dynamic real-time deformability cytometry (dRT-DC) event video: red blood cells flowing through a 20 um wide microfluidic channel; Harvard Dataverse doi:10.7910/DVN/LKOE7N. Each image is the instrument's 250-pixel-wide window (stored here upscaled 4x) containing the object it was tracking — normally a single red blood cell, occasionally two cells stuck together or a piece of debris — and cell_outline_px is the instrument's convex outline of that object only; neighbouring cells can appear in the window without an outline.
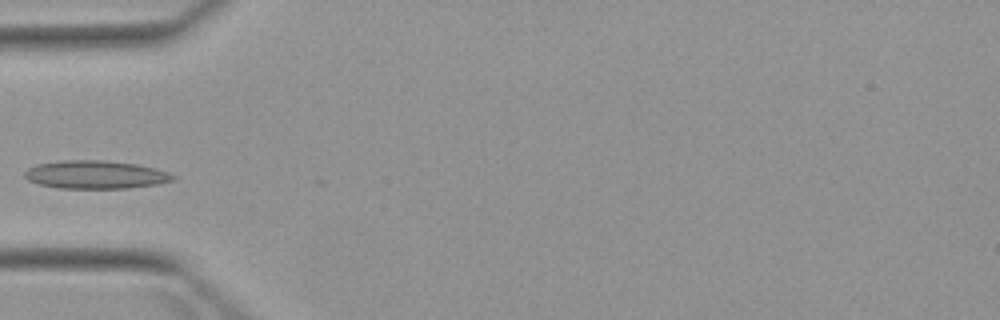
{"species": "Egyptian fruit bat (a non-hibernating species)", "species_latin": "Rousettus aegyptiacus", "temperature_condition": "warm", "stored_images_in_passage": 5, "camera_frame_rate_fps": 3000, "um_per_image_px": 0.085, "animal": {"sex": "female"}, "frame": {"image": 1, "passage_image": 3, "time_ms": 3.333, "image_size_px": [1000, 320], "cell_outline_px": [[176, 180], [156, 184], [128, 188], [60, 188], [40, 184], [28, 180], [24, 176], [24, 172], [28, 168], [36, 164], [60, 160], [104, 160], [136, 164], [156, 168], [168, 172], [176, 176]], "centroid_in_image_um": [8.13, 14.84], "position_along_channel_um": 76.9, "area_um2": 24.39}}
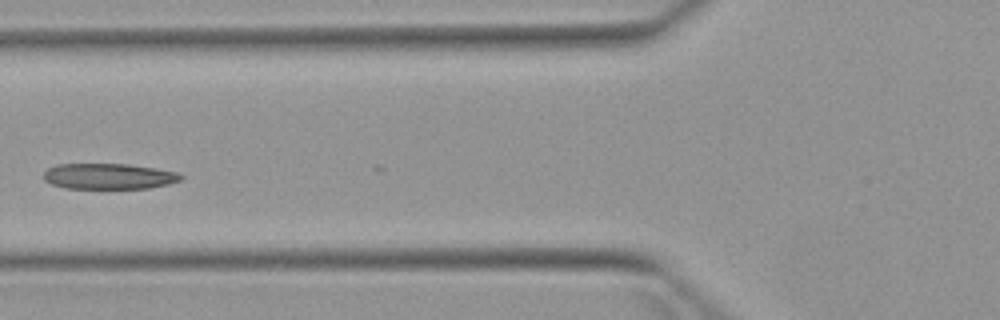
{"frame": {"image": 2, "passage_image": 4, "time_ms": 4.333, "image_size_px": [1000, 320], "cell_outline_px": [[184, 176], [180, 180], [168, 184], [148, 188], [64, 188], [52, 184], [44, 180], [44, 172], [48, 168], [56, 164], [128, 164], [156, 168], [176, 172]], "centroid_in_image_um": [9.23, 14.98], "position_along_channel_um": 116.6, "area_um2": 20.52}}